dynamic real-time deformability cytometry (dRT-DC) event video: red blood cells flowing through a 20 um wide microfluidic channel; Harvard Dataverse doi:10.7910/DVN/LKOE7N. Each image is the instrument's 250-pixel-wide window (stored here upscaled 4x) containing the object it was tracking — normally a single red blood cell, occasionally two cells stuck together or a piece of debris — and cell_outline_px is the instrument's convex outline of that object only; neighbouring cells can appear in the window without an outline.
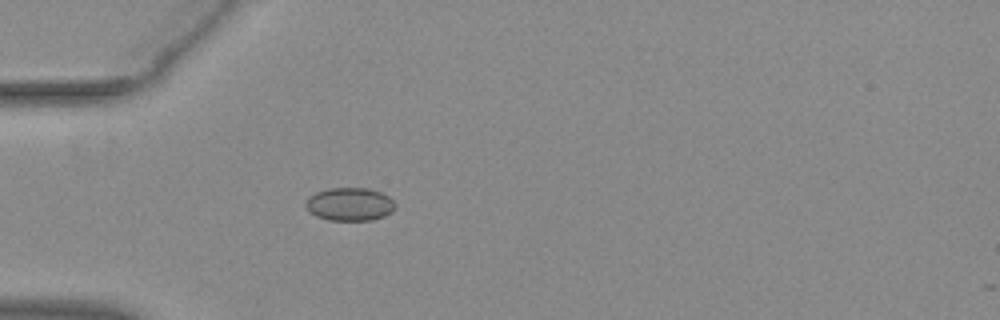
{"species": "common noctule bat (a hibernating species)", "species_latin": "Nyctalus noctula", "temperature_condition": "warm", "stored_images_in_passage": 2, "camera_frame_rate_fps": 3000, "um_per_image_px": 0.085, "animal": {"sex": "female", "body_mass_g": 29.2, "forearm_length_mm": 56.3}, "frame": {"image": 1, "passage_image": 1, "time_ms": 0.0, "image_size_px": [1000, 320], "cell_outline_px": [[396, 208], [392, 212], [384, 216], [372, 220], [328, 220], [316, 216], [308, 212], [304, 204], [308, 196], [316, 192], [328, 188], [368, 188], [380, 192], [388, 196], [396, 204]], "centroid_in_image_um": [29.7, 17.36], "position_along_channel_um": 55.3, "area_um2": 17.51}}